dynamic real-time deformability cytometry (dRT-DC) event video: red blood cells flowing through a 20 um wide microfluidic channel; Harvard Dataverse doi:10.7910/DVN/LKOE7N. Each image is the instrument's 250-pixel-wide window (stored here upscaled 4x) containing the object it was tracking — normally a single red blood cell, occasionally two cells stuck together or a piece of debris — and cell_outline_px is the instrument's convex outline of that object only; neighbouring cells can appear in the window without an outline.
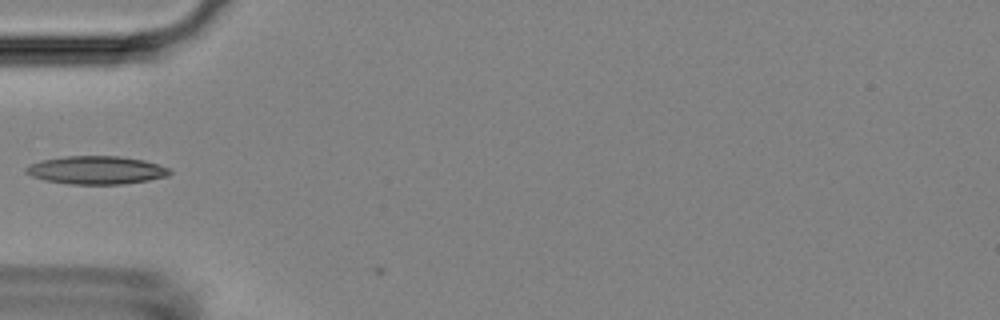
{"species": "Egyptian fruit bat (a non-hibernating species)", "species_latin": "Rousettus aegyptiacus", "temperature_condition": "room temperature", "stored_images_in_passage": 10, "camera_frame_rate_fps": 3000, "um_per_image_px": 0.085, "animal": {"sex": "female"}, "frame": {"image": 1, "passage_image": 1, "time_ms": 0.0, "image_size_px": [1000, 320], "cell_outline_px": [[172, 172], [168, 176], [148, 180], [124, 184], [68, 184], [44, 180], [32, 176], [24, 172], [24, 168], [28, 164], [44, 160], [64, 156], [116, 156], [144, 160], [168, 168]], "centroid_in_image_um": [8.15, 14.46], "position_along_channel_um": 76.8, "area_um2": 23.52}}
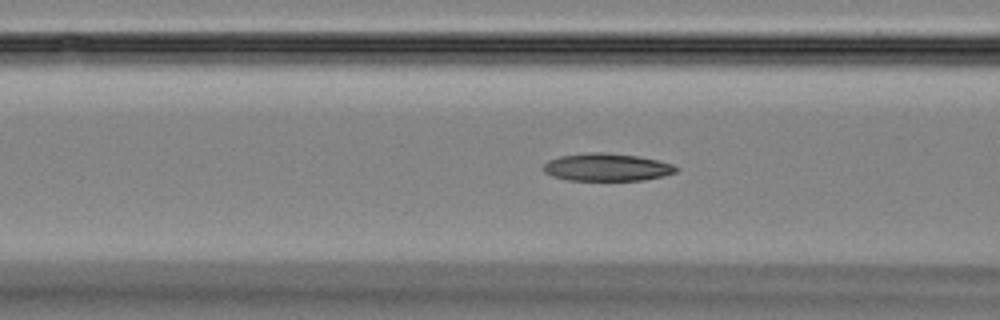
{"frame": {"image": 2, "passage_image": 4, "time_ms": 1.0, "image_size_px": [1000, 320], "cell_outline_px": [[680, 168], [676, 172], [664, 176], [644, 180], [568, 180], [552, 176], [544, 172], [544, 164], [548, 160], [560, 156], [588, 152], [604, 152], [636, 156], [656, 160], [672, 164]], "centroid_in_image_um": [51.58, 14.21], "position_along_channel_um": 115.0, "area_um2": 21.33}}
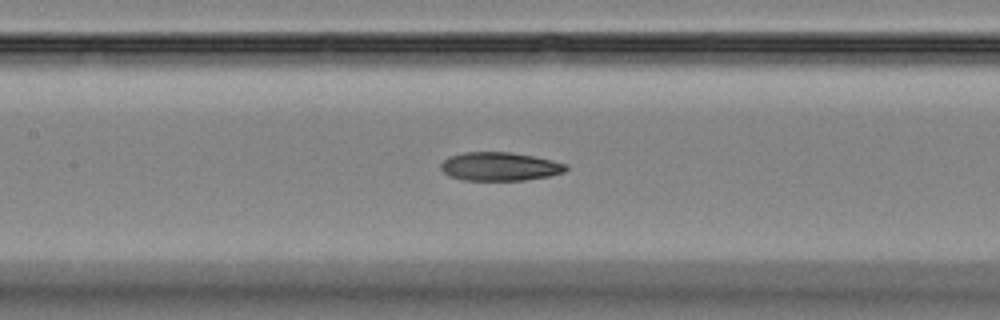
{"frame": {"image": 3, "passage_image": 8, "time_ms": 2.333, "image_size_px": [1000, 320], "cell_outline_px": [[568, 168], [564, 172], [548, 176], [524, 180], [464, 180], [448, 176], [440, 168], [440, 164], [448, 156], [464, 152], [512, 152], [552, 160], [568, 164]], "centroid_in_image_um": [42.46, 14.15], "position_along_channel_um": 164.9, "area_um2": 20.87}}